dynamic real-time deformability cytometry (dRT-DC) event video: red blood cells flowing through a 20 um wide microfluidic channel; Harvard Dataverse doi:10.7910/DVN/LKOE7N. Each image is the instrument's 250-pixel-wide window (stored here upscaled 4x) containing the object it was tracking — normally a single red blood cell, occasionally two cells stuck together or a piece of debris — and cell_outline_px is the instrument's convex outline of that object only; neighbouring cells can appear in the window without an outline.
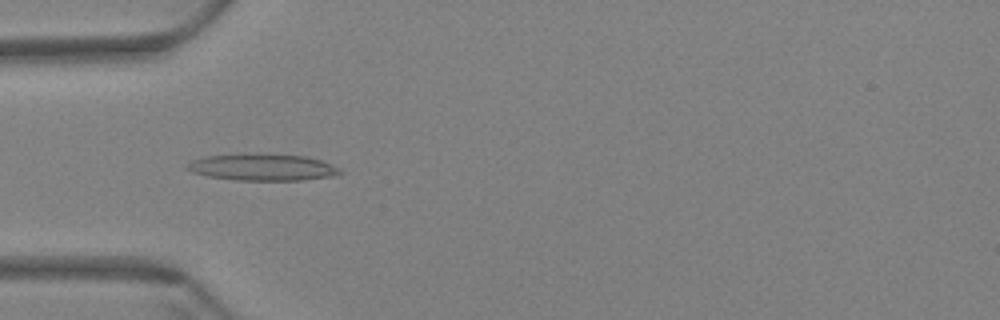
{"species": "Egyptian fruit bat (a non-hibernating species)", "species_latin": "Rousettus aegyptiacus", "temperature_condition": "warm", "stored_images_in_passage": 59, "camera_frame_rate_fps": 3000, "um_per_image_px": 0.085, "animal": {"sex": "female"}, "frame": {"image": 1, "passage_image": 19, "time_ms": 6.0, "image_size_px": [1000, 320], "cell_outline_px": [[344, 172], [336, 176], [304, 180], [236, 180], [208, 176], [192, 172], [184, 168], [192, 160], [204, 156], [304, 156], [320, 160], [340, 168]], "centroid_in_image_um": [22.36, 14.27], "position_along_channel_um": 62.6, "area_um2": 22.83}}
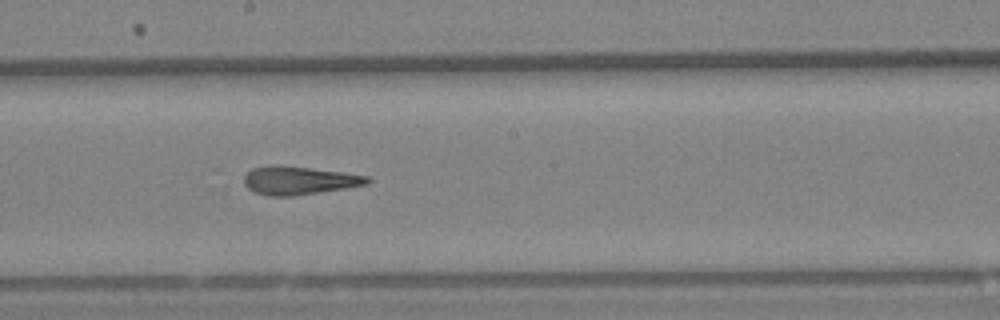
{"frame": {"image": 2, "passage_image": 33, "time_ms": 10.667, "image_size_px": [1000, 320], "cell_outline_px": [[372, 180], [368, 184], [344, 188], [292, 196], [268, 196], [256, 192], [248, 188], [244, 184], [244, 176], [252, 168], [272, 164], [280, 164], [372, 176]], "centroid_in_image_um": [25.42, 15.32], "position_along_channel_um": 222.8, "area_um2": 20.4}}
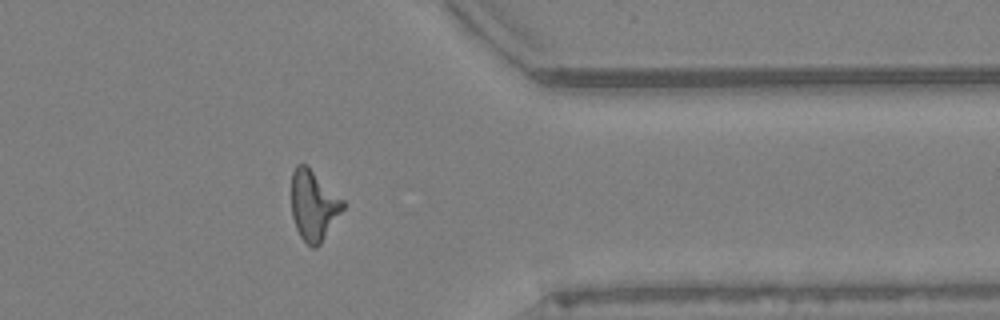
{"frame": {"image": 3, "passage_image": 48, "time_ms": 15.667, "image_size_px": [1000, 320], "cell_outline_px": [[344, 208], [320, 244], [316, 248], [312, 248], [300, 236], [296, 228], [292, 216], [292, 172], [296, 164], [308, 164], [344, 200]], "centroid_in_image_um": [26.65, 17.42], "position_along_channel_um": 384.7, "area_um2": 21.15}, "authors_computed_cell_mechanics": {"area_um2": 20.808, "velocity_mm_per_s": 3.4765, "shape_relaxation_time_tau1_ms": null, "shape_relaxation_time_tau2_ms": 2.9709, "deformation_change_tau1": null, "deformation_change_tau2": 0.1465}}